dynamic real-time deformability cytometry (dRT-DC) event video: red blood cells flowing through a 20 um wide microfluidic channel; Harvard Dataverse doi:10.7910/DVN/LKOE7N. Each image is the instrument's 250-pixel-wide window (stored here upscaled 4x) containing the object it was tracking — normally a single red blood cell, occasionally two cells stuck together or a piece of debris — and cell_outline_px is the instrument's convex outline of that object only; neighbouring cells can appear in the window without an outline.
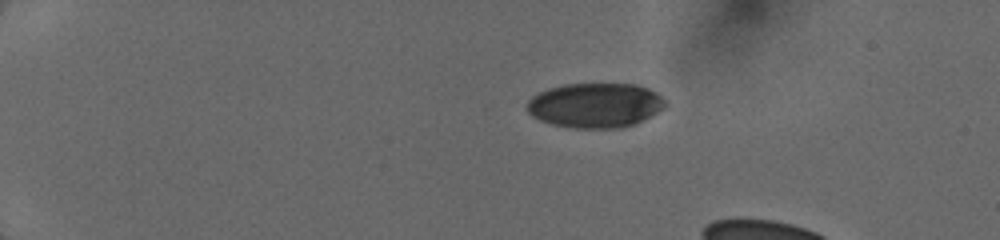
{"species": "human", "species_latin": "Homo sapiens", "temperature_condition": "cold", "stored_images_in_passage": 14, "camera_frame_rate_fps": 3000, "um_per_image_px": 0.085, "donor": {"sex": "female"}, "frame": {"image": 1, "passage_image": 1, "time_ms": 0.0, "image_size_px": [1000, 240], "cell_outline_px": [[664, 104], [656, 112], [632, 124], [620, 128], [572, 128], [552, 124], [540, 120], [532, 116], [528, 112], [528, 100], [532, 96], [548, 88], [564, 84], [636, 84], [648, 88], [656, 92], [664, 100]], "centroid_in_image_um": [50.54, 8.94], "position_along_channel_um": 34.5, "area_um2": 35.6}}